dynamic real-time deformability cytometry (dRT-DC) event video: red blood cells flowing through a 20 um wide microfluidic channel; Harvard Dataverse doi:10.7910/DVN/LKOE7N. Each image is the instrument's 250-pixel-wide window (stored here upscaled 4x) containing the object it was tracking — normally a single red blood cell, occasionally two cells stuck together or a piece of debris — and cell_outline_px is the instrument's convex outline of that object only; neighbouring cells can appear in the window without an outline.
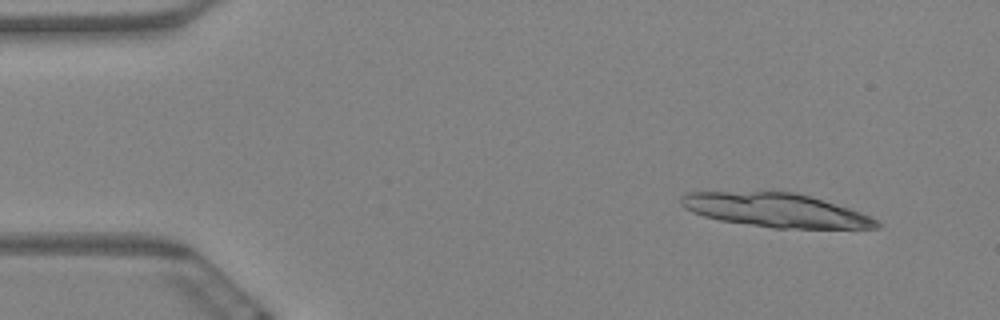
{"species": "Egyptian fruit bat (a non-hibernating species)", "species_latin": "Rousettus aegyptiacus", "temperature_condition": "warm", "stored_images_in_passage": 6, "camera_frame_rate_fps": 3000, "um_per_image_px": 0.085, "animal": {"sex": "female"}, "frame": {"image": 1, "passage_image": 1, "time_ms": 0.0, "image_size_px": [1000, 320], "cell_outline_px": [[880, 228], [772, 228], [720, 220], [704, 216], [692, 212], [684, 208], [680, 204], [680, 196], [688, 192], [792, 192], [808, 196], [848, 208], [860, 212], [880, 220]], "centroid_in_image_um": [65.92, 17.87], "position_along_channel_um": 19.1, "area_um2": 38.21}}
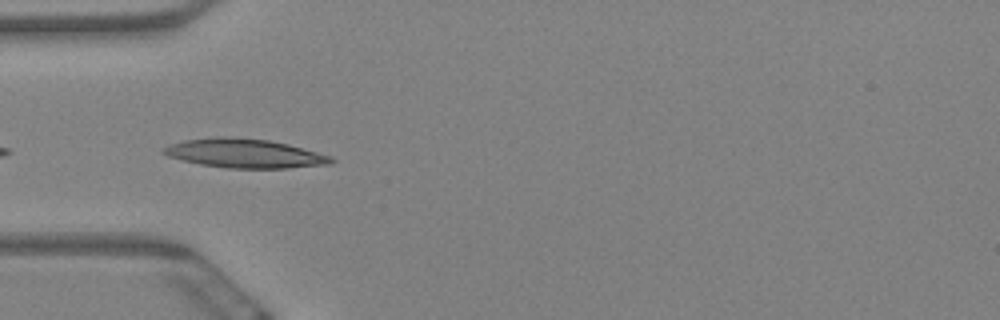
{"frame": {"image": 2, "passage_image": 5, "time_ms": 1.333, "image_size_px": [1000, 320], "cell_outline_px": [[336, 160], [332, 164], [288, 168], [228, 168], [200, 164], [180, 160], [168, 156], [160, 152], [164, 148], [172, 144], [184, 140], [224, 136], [268, 140], [288, 144], [332, 156]], "centroid_in_image_um": [20.82, 13.04], "position_along_channel_um": 64.2, "area_um2": 28.26}}
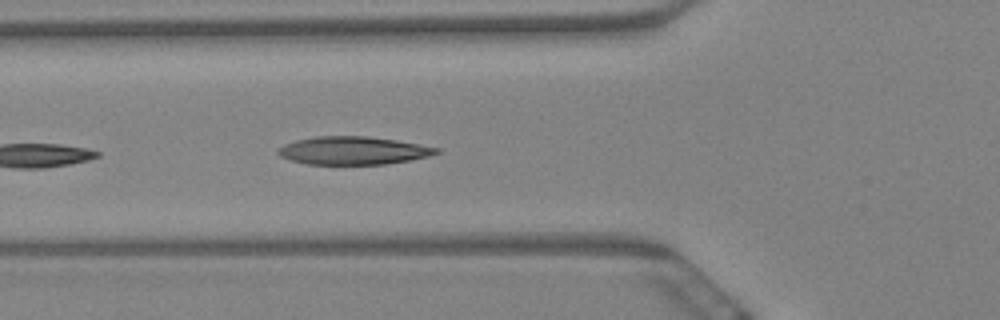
{"frame": {"image": 3, "passage_image": 6, "time_ms": 1.667, "image_size_px": [1000, 320], "cell_outline_px": [[440, 152], [428, 156], [412, 160], [388, 164], [308, 164], [288, 160], [280, 156], [276, 152], [284, 144], [296, 140], [316, 136], [364, 136], [396, 140], [440, 148]], "centroid_in_image_um": [30.01, 12.8], "position_along_channel_um": 95.8, "area_um2": 25.84}}